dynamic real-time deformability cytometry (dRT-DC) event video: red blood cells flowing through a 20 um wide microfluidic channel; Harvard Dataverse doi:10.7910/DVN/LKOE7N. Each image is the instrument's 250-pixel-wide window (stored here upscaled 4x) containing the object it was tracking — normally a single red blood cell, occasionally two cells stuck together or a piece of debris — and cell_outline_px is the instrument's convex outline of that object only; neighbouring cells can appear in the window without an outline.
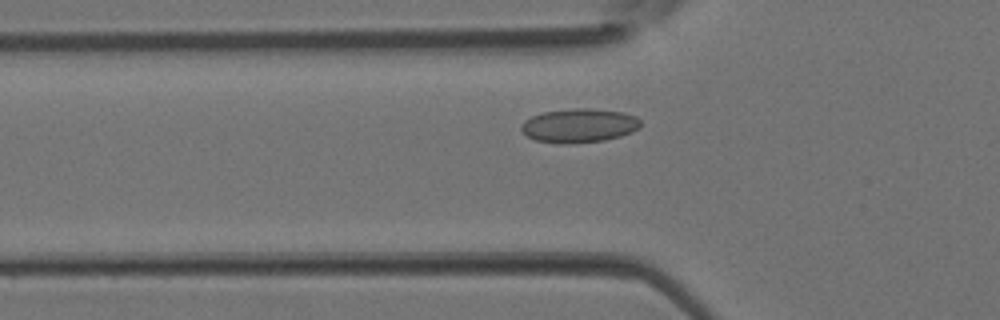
{"species": "Egyptian fruit bat (a non-hibernating species)", "species_latin": "Rousettus aegyptiacus", "temperature_condition": "room temperature", "stored_images_in_passage": 3, "camera_frame_rate_fps": 3000, "um_per_image_px": 0.085, "animal": {"sex": "female"}, "frame": {"image": 1, "passage_image": 3, "time_ms": 0.667, "image_size_px": [1000, 320], "cell_outline_px": [[640, 124], [632, 132], [620, 136], [604, 140], [564, 144], [560, 144], [536, 140], [528, 136], [520, 128], [520, 124], [524, 120], [532, 116], [544, 112], [576, 108], [592, 108], [624, 112], [636, 116], [640, 120]], "centroid_in_image_um": [49.21, 10.66], "position_along_channel_um": 76.6, "area_um2": 23.52}}